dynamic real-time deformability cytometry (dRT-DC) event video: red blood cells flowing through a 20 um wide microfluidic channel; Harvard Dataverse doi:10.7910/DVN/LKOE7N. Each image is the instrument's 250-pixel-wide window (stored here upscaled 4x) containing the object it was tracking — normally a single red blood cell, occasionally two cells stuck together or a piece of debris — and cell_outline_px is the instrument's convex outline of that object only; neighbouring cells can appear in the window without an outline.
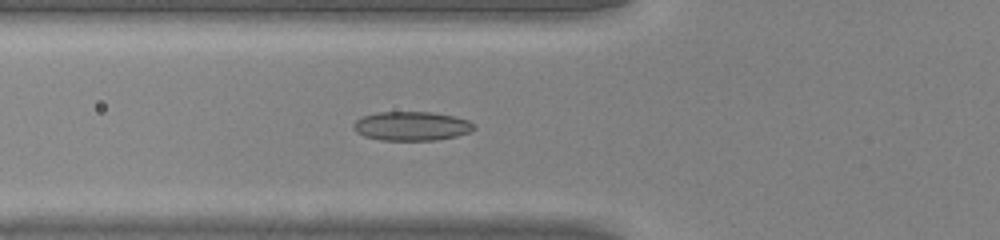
{"species": "common noctule bat (a hibernating species)", "species_latin": "Nyctalus noctula", "temperature_condition": "warm", "stored_images_in_passage": 44, "segment_of_instrument_passage": [1, 2], "camera_frame_rate_fps": 3000, "um_per_image_px": 0.085, "animal": {"sex": "male", "body_mass_g": 20.0, "forearm_length_mm": 53.3}, "frame": {"image": 1, "passage_image": 15, "time_ms": 4.667, "image_size_px": [1000, 240], "cell_outline_px": [[476, 128], [468, 132], [456, 136], [436, 140], [380, 140], [364, 136], [356, 132], [352, 128], [352, 124], [356, 120], [364, 116], [376, 112], [432, 112], [456, 116], [468, 120], [476, 124]], "centroid_in_image_um": [34.99, 10.71], "position_along_channel_um": 90.8, "area_um2": 20.58}}
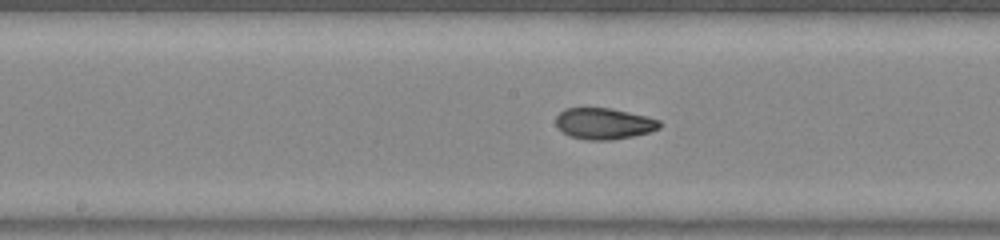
{"frame": {"image": 2, "passage_image": 22, "time_ms": 7.0, "image_size_px": [1000, 240], "cell_outline_px": [[660, 128], [648, 132], [632, 136], [612, 140], [588, 140], [568, 136], [556, 124], [556, 116], [564, 108], [612, 108], [648, 116], [660, 120]], "centroid_in_image_um": [51.34, 10.5], "position_along_channel_um": 196.9, "area_um2": 18.9}}
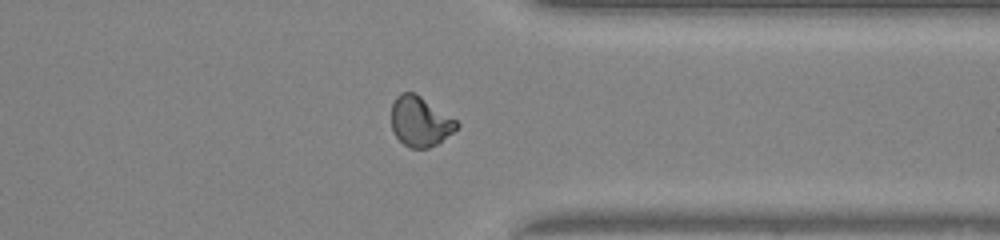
{"frame": {"image": 3, "passage_image": 34, "time_ms": 11.0, "image_size_px": [1000, 240], "cell_outline_px": [[460, 124], [452, 132], [436, 144], [428, 148], [412, 148], [404, 144], [392, 132], [392, 104], [396, 96], [400, 92], [416, 92], [456, 120]], "centroid_in_image_um": [35.68, 10.3], "position_along_channel_um": 375.7, "area_um2": 18.9}}